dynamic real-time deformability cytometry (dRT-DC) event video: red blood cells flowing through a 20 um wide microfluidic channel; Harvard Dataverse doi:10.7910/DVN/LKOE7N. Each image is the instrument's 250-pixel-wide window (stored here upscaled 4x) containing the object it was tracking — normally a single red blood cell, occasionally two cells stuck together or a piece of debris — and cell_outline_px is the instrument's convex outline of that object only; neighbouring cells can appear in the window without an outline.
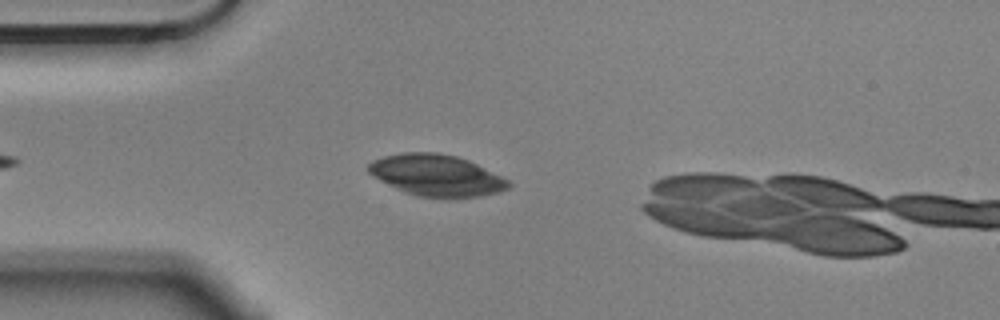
{"species": "Egyptian fruit bat (a non-hibernating species)", "species_latin": "Rousettus aegyptiacus", "temperature_condition": "cold", "stored_images_in_passage": 4, "camera_frame_rate_fps": 3000, "um_per_image_px": 0.085, "animal": {"sex": "male"}, "frame": {"image": 1, "passage_image": 3, "time_ms": 0.667, "image_size_px": [1000, 320], "cell_outline_px": [[512, 184], [508, 188], [496, 192], [480, 196], [448, 200], [416, 196], [404, 192], [380, 180], [368, 172], [368, 164], [372, 160], [384, 156], [400, 152], [436, 152], [456, 156], [468, 160], [508, 180]], "centroid_in_image_um": [37.08, 14.92], "position_along_channel_um": 47.9, "area_um2": 34.1}}